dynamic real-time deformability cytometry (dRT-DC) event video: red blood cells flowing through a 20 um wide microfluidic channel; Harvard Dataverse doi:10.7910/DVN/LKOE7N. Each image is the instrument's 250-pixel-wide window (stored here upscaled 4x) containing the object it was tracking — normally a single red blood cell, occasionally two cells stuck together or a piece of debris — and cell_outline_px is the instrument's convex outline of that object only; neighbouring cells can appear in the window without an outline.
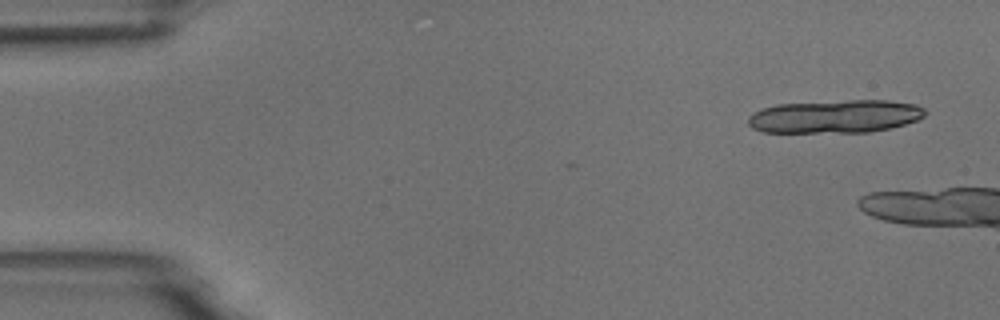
{"species": "common noctule bat (a hibernating species)", "species_latin": "Nyctalus noctula", "temperature_condition": "room temperature", "stored_images_in_passage": 3, "camera_frame_rate_fps": 3000, "um_per_image_px": 0.085, "animal": {"sex": "male", "body_mass_g": 18.8}, "frame": {"image": 1, "passage_image": 1, "time_ms": 0.0, "image_size_px": [1000, 320], "cell_outline_px": [[928, 112], [924, 116], [916, 120], [892, 128], [868, 132], [764, 132], [752, 128], [748, 124], [748, 116], [752, 112], [776, 104], [848, 100], [888, 100], [916, 104], [924, 108]], "centroid_in_image_um": [71.0, 9.89], "position_along_channel_um": 14.0, "area_um2": 34.33}}